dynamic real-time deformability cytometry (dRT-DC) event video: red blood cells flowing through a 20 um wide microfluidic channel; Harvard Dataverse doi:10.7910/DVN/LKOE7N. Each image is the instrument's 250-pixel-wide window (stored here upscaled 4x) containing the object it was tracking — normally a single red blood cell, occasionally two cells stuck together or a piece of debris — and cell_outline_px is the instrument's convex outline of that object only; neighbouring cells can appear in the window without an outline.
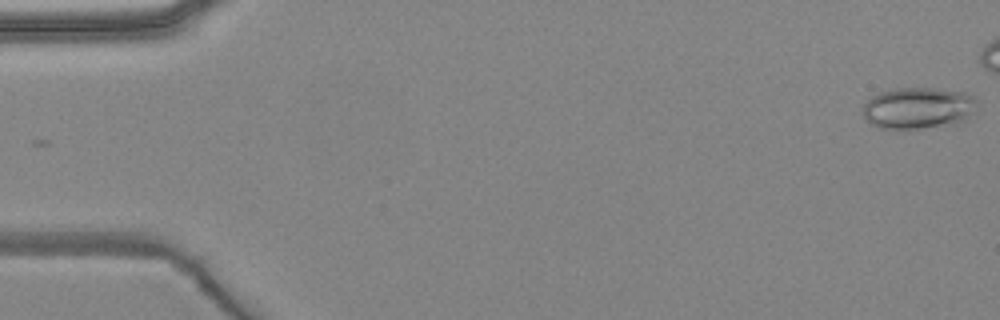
{"species": "common noctule bat (a hibernating species)", "species_latin": "Nyctalus noctula", "temperature_condition": "warm", "stored_images_in_passage": 5, "camera_frame_rate_fps": 3000, "um_per_image_px": 0.085, "animal": {"sex": "female", "body_mass_g": 24.6, "forearm_length_mm": 56.2}, "frame": {"image": 1, "passage_image": 1, "time_ms": 0.0, "image_size_px": [1000, 320], "cell_outline_px": [[980, 104], [968, 120], [956, 124], [920, 128], [880, 128], [872, 124], [864, 116], [864, 104], [872, 96], [880, 92], [896, 88], [936, 88], [964, 92], [972, 96]], "centroid_in_image_um": [78.13, 9.18], "position_along_channel_um": 6.9, "area_um2": 27.8}}